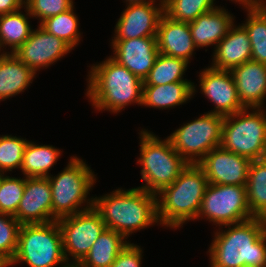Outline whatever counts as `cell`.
<instances>
[{
	"label": "cell",
	"mask_w": 266,
	"mask_h": 267,
	"mask_svg": "<svg viewBox=\"0 0 266 267\" xmlns=\"http://www.w3.org/2000/svg\"><path fill=\"white\" fill-rule=\"evenodd\" d=\"M226 226V231L217 230L209 247L210 266L266 267V220L253 217Z\"/></svg>",
	"instance_id": "obj_1"
},
{
	"label": "cell",
	"mask_w": 266,
	"mask_h": 267,
	"mask_svg": "<svg viewBox=\"0 0 266 267\" xmlns=\"http://www.w3.org/2000/svg\"><path fill=\"white\" fill-rule=\"evenodd\" d=\"M156 198L140 187L116 189L111 194L93 198V207L106 228L127 239L133 232L158 223Z\"/></svg>",
	"instance_id": "obj_2"
},
{
	"label": "cell",
	"mask_w": 266,
	"mask_h": 267,
	"mask_svg": "<svg viewBox=\"0 0 266 267\" xmlns=\"http://www.w3.org/2000/svg\"><path fill=\"white\" fill-rule=\"evenodd\" d=\"M87 96L97 110L114 113L132 103L142 105L143 81L111 56L91 67Z\"/></svg>",
	"instance_id": "obj_3"
},
{
	"label": "cell",
	"mask_w": 266,
	"mask_h": 267,
	"mask_svg": "<svg viewBox=\"0 0 266 267\" xmlns=\"http://www.w3.org/2000/svg\"><path fill=\"white\" fill-rule=\"evenodd\" d=\"M208 184L203 169L198 164H188L172 184L156 194L159 224L177 228L197 219Z\"/></svg>",
	"instance_id": "obj_4"
},
{
	"label": "cell",
	"mask_w": 266,
	"mask_h": 267,
	"mask_svg": "<svg viewBox=\"0 0 266 267\" xmlns=\"http://www.w3.org/2000/svg\"><path fill=\"white\" fill-rule=\"evenodd\" d=\"M140 158L142 179L146 182L141 189L157 194L172 184L188 165L173 148L170 139L160 140L145 129L140 132Z\"/></svg>",
	"instance_id": "obj_5"
},
{
	"label": "cell",
	"mask_w": 266,
	"mask_h": 267,
	"mask_svg": "<svg viewBox=\"0 0 266 267\" xmlns=\"http://www.w3.org/2000/svg\"><path fill=\"white\" fill-rule=\"evenodd\" d=\"M93 173L76 156L71 157L68 165L56 177H47L51 187L53 221L93 207V198L86 200L91 187L96 183V175ZM86 201L88 205L80 210L79 207Z\"/></svg>",
	"instance_id": "obj_6"
},
{
	"label": "cell",
	"mask_w": 266,
	"mask_h": 267,
	"mask_svg": "<svg viewBox=\"0 0 266 267\" xmlns=\"http://www.w3.org/2000/svg\"><path fill=\"white\" fill-rule=\"evenodd\" d=\"M26 262L30 267H71L63 251L62 235L57 221L44 224H23L18 233L14 258L6 266Z\"/></svg>",
	"instance_id": "obj_7"
},
{
	"label": "cell",
	"mask_w": 266,
	"mask_h": 267,
	"mask_svg": "<svg viewBox=\"0 0 266 267\" xmlns=\"http://www.w3.org/2000/svg\"><path fill=\"white\" fill-rule=\"evenodd\" d=\"M245 108L224 118L220 147L249 158H266V111ZM248 112V113H247ZM254 112V113H253Z\"/></svg>",
	"instance_id": "obj_8"
},
{
	"label": "cell",
	"mask_w": 266,
	"mask_h": 267,
	"mask_svg": "<svg viewBox=\"0 0 266 267\" xmlns=\"http://www.w3.org/2000/svg\"><path fill=\"white\" fill-rule=\"evenodd\" d=\"M224 118L223 115L205 113L176 129L168 138L188 164H198L212 149L220 147Z\"/></svg>",
	"instance_id": "obj_9"
},
{
	"label": "cell",
	"mask_w": 266,
	"mask_h": 267,
	"mask_svg": "<svg viewBox=\"0 0 266 267\" xmlns=\"http://www.w3.org/2000/svg\"><path fill=\"white\" fill-rule=\"evenodd\" d=\"M202 216L219 227L253 218L246 186L208 184L197 219Z\"/></svg>",
	"instance_id": "obj_10"
},
{
	"label": "cell",
	"mask_w": 266,
	"mask_h": 267,
	"mask_svg": "<svg viewBox=\"0 0 266 267\" xmlns=\"http://www.w3.org/2000/svg\"><path fill=\"white\" fill-rule=\"evenodd\" d=\"M62 235L63 251L67 262L77 266L89 253L91 246L106 228L94 207L57 220ZM69 253V254H67Z\"/></svg>",
	"instance_id": "obj_11"
},
{
	"label": "cell",
	"mask_w": 266,
	"mask_h": 267,
	"mask_svg": "<svg viewBox=\"0 0 266 267\" xmlns=\"http://www.w3.org/2000/svg\"><path fill=\"white\" fill-rule=\"evenodd\" d=\"M250 163L247 157L217 147L198 165L205 172L209 184L246 186Z\"/></svg>",
	"instance_id": "obj_12"
},
{
	"label": "cell",
	"mask_w": 266,
	"mask_h": 267,
	"mask_svg": "<svg viewBox=\"0 0 266 267\" xmlns=\"http://www.w3.org/2000/svg\"><path fill=\"white\" fill-rule=\"evenodd\" d=\"M73 48L62 39L48 33L40 25L33 30L28 39L15 51V56L35 73L47 68Z\"/></svg>",
	"instance_id": "obj_13"
},
{
	"label": "cell",
	"mask_w": 266,
	"mask_h": 267,
	"mask_svg": "<svg viewBox=\"0 0 266 267\" xmlns=\"http://www.w3.org/2000/svg\"><path fill=\"white\" fill-rule=\"evenodd\" d=\"M199 77L202 93L215 104L211 113L227 116L245 109L230 71L208 67L201 71Z\"/></svg>",
	"instance_id": "obj_14"
},
{
	"label": "cell",
	"mask_w": 266,
	"mask_h": 267,
	"mask_svg": "<svg viewBox=\"0 0 266 267\" xmlns=\"http://www.w3.org/2000/svg\"><path fill=\"white\" fill-rule=\"evenodd\" d=\"M14 217L21 225L53 221L51 187L47 177H25L23 196Z\"/></svg>",
	"instance_id": "obj_15"
},
{
	"label": "cell",
	"mask_w": 266,
	"mask_h": 267,
	"mask_svg": "<svg viewBox=\"0 0 266 267\" xmlns=\"http://www.w3.org/2000/svg\"><path fill=\"white\" fill-rule=\"evenodd\" d=\"M112 47L115 54L111 57L143 82L159 55L157 36L112 40Z\"/></svg>",
	"instance_id": "obj_16"
},
{
	"label": "cell",
	"mask_w": 266,
	"mask_h": 267,
	"mask_svg": "<svg viewBox=\"0 0 266 267\" xmlns=\"http://www.w3.org/2000/svg\"><path fill=\"white\" fill-rule=\"evenodd\" d=\"M164 14V0L154 3L130 4L122 12L115 27L112 40H126L157 36L158 23Z\"/></svg>",
	"instance_id": "obj_17"
},
{
	"label": "cell",
	"mask_w": 266,
	"mask_h": 267,
	"mask_svg": "<svg viewBox=\"0 0 266 267\" xmlns=\"http://www.w3.org/2000/svg\"><path fill=\"white\" fill-rule=\"evenodd\" d=\"M230 72L241 104L252 110L262 108L266 97V64L250 60Z\"/></svg>",
	"instance_id": "obj_18"
},
{
	"label": "cell",
	"mask_w": 266,
	"mask_h": 267,
	"mask_svg": "<svg viewBox=\"0 0 266 267\" xmlns=\"http://www.w3.org/2000/svg\"><path fill=\"white\" fill-rule=\"evenodd\" d=\"M159 53L184 59L189 63L196 48L188 22H177L163 14L158 23Z\"/></svg>",
	"instance_id": "obj_19"
},
{
	"label": "cell",
	"mask_w": 266,
	"mask_h": 267,
	"mask_svg": "<svg viewBox=\"0 0 266 267\" xmlns=\"http://www.w3.org/2000/svg\"><path fill=\"white\" fill-rule=\"evenodd\" d=\"M213 65L219 70H232L251 60V44L246 29L241 25L230 27L227 35L216 45Z\"/></svg>",
	"instance_id": "obj_20"
},
{
	"label": "cell",
	"mask_w": 266,
	"mask_h": 267,
	"mask_svg": "<svg viewBox=\"0 0 266 267\" xmlns=\"http://www.w3.org/2000/svg\"><path fill=\"white\" fill-rule=\"evenodd\" d=\"M233 18L224 8L217 7L189 22L195 46L198 49L210 45L216 46L234 24Z\"/></svg>",
	"instance_id": "obj_21"
},
{
	"label": "cell",
	"mask_w": 266,
	"mask_h": 267,
	"mask_svg": "<svg viewBox=\"0 0 266 267\" xmlns=\"http://www.w3.org/2000/svg\"><path fill=\"white\" fill-rule=\"evenodd\" d=\"M36 73L14 53L0 54V101L24 92Z\"/></svg>",
	"instance_id": "obj_22"
},
{
	"label": "cell",
	"mask_w": 266,
	"mask_h": 267,
	"mask_svg": "<svg viewBox=\"0 0 266 267\" xmlns=\"http://www.w3.org/2000/svg\"><path fill=\"white\" fill-rule=\"evenodd\" d=\"M192 82H174L165 85H143L142 105L170 108L187 102L194 95Z\"/></svg>",
	"instance_id": "obj_23"
},
{
	"label": "cell",
	"mask_w": 266,
	"mask_h": 267,
	"mask_svg": "<svg viewBox=\"0 0 266 267\" xmlns=\"http://www.w3.org/2000/svg\"><path fill=\"white\" fill-rule=\"evenodd\" d=\"M124 239L123 235L105 228L76 267H110L128 244Z\"/></svg>",
	"instance_id": "obj_24"
},
{
	"label": "cell",
	"mask_w": 266,
	"mask_h": 267,
	"mask_svg": "<svg viewBox=\"0 0 266 267\" xmlns=\"http://www.w3.org/2000/svg\"><path fill=\"white\" fill-rule=\"evenodd\" d=\"M60 150L52 145H36L28 141L21 169L25 177H49L48 171L60 157Z\"/></svg>",
	"instance_id": "obj_25"
},
{
	"label": "cell",
	"mask_w": 266,
	"mask_h": 267,
	"mask_svg": "<svg viewBox=\"0 0 266 267\" xmlns=\"http://www.w3.org/2000/svg\"><path fill=\"white\" fill-rule=\"evenodd\" d=\"M246 194L253 217L266 219V158L251 161Z\"/></svg>",
	"instance_id": "obj_26"
},
{
	"label": "cell",
	"mask_w": 266,
	"mask_h": 267,
	"mask_svg": "<svg viewBox=\"0 0 266 267\" xmlns=\"http://www.w3.org/2000/svg\"><path fill=\"white\" fill-rule=\"evenodd\" d=\"M22 14L21 10L0 15V52L1 47L10 46L11 53L15 52L31 35L33 29L28 21V13Z\"/></svg>",
	"instance_id": "obj_27"
},
{
	"label": "cell",
	"mask_w": 266,
	"mask_h": 267,
	"mask_svg": "<svg viewBox=\"0 0 266 267\" xmlns=\"http://www.w3.org/2000/svg\"><path fill=\"white\" fill-rule=\"evenodd\" d=\"M248 18L242 26L251 44V60L266 64V4L248 9Z\"/></svg>",
	"instance_id": "obj_28"
},
{
	"label": "cell",
	"mask_w": 266,
	"mask_h": 267,
	"mask_svg": "<svg viewBox=\"0 0 266 267\" xmlns=\"http://www.w3.org/2000/svg\"><path fill=\"white\" fill-rule=\"evenodd\" d=\"M188 62L184 59L159 53L143 85H165L174 82H191L184 80Z\"/></svg>",
	"instance_id": "obj_29"
},
{
	"label": "cell",
	"mask_w": 266,
	"mask_h": 267,
	"mask_svg": "<svg viewBox=\"0 0 266 267\" xmlns=\"http://www.w3.org/2000/svg\"><path fill=\"white\" fill-rule=\"evenodd\" d=\"M74 6L66 12L45 19L40 26L48 33L62 39L72 48L78 45L80 41V32L78 30V18L75 15Z\"/></svg>",
	"instance_id": "obj_30"
},
{
	"label": "cell",
	"mask_w": 266,
	"mask_h": 267,
	"mask_svg": "<svg viewBox=\"0 0 266 267\" xmlns=\"http://www.w3.org/2000/svg\"><path fill=\"white\" fill-rule=\"evenodd\" d=\"M217 7L214 0H164V14L177 22H192Z\"/></svg>",
	"instance_id": "obj_31"
},
{
	"label": "cell",
	"mask_w": 266,
	"mask_h": 267,
	"mask_svg": "<svg viewBox=\"0 0 266 267\" xmlns=\"http://www.w3.org/2000/svg\"><path fill=\"white\" fill-rule=\"evenodd\" d=\"M20 226L14 216L0 213V267H6L16 254Z\"/></svg>",
	"instance_id": "obj_32"
},
{
	"label": "cell",
	"mask_w": 266,
	"mask_h": 267,
	"mask_svg": "<svg viewBox=\"0 0 266 267\" xmlns=\"http://www.w3.org/2000/svg\"><path fill=\"white\" fill-rule=\"evenodd\" d=\"M28 141L12 135L0 136V172L20 168Z\"/></svg>",
	"instance_id": "obj_33"
},
{
	"label": "cell",
	"mask_w": 266,
	"mask_h": 267,
	"mask_svg": "<svg viewBox=\"0 0 266 267\" xmlns=\"http://www.w3.org/2000/svg\"><path fill=\"white\" fill-rule=\"evenodd\" d=\"M25 188V179L3 174L0 180V213L14 216Z\"/></svg>",
	"instance_id": "obj_34"
},
{
	"label": "cell",
	"mask_w": 266,
	"mask_h": 267,
	"mask_svg": "<svg viewBox=\"0 0 266 267\" xmlns=\"http://www.w3.org/2000/svg\"><path fill=\"white\" fill-rule=\"evenodd\" d=\"M73 7V0H25L24 8L41 23L47 18L66 12Z\"/></svg>",
	"instance_id": "obj_35"
},
{
	"label": "cell",
	"mask_w": 266,
	"mask_h": 267,
	"mask_svg": "<svg viewBox=\"0 0 266 267\" xmlns=\"http://www.w3.org/2000/svg\"><path fill=\"white\" fill-rule=\"evenodd\" d=\"M142 256V249L129 242L110 267H140Z\"/></svg>",
	"instance_id": "obj_36"
},
{
	"label": "cell",
	"mask_w": 266,
	"mask_h": 267,
	"mask_svg": "<svg viewBox=\"0 0 266 267\" xmlns=\"http://www.w3.org/2000/svg\"><path fill=\"white\" fill-rule=\"evenodd\" d=\"M25 0H0V15L15 12L24 7Z\"/></svg>",
	"instance_id": "obj_37"
},
{
	"label": "cell",
	"mask_w": 266,
	"mask_h": 267,
	"mask_svg": "<svg viewBox=\"0 0 266 267\" xmlns=\"http://www.w3.org/2000/svg\"><path fill=\"white\" fill-rule=\"evenodd\" d=\"M235 2H239V4H242L245 9H252V8H257L259 6H263L266 4L263 0H231Z\"/></svg>",
	"instance_id": "obj_38"
},
{
	"label": "cell",
	"mask_w": 266,
	"mask_h": 267,
	"mask_svg": "<svg viewBox=\"0 0 266 267\" xmlns=\"http://www.w3.org/2000/svg\"><path fill=\"white\" fill-rule=\"evenodd\" d=\"M155 0H126L127 4H144V3H154Z\"/></svg>",
	"instance_id": "obj_39"
},
{
	"label": "cell",
	"mask_w": 266,
	"mask_h": 267,
	"mask_svg": "<svg viewBox=\"0 0 266 267\" xmlns=\"http://www.w3.org/2000/svg\"><path fill=\"white\" fill-rule=\"evenodd\" d=\"M239 267H253V266L242 265V266H239Z\"/></svg>",
	"instance_id": "obj_40"
},
{
	"label": "cell",
	"mask_w": 266,
	"mask_h": 267,
	"mask_svg": "<svg viewBox=\"0 0 266 267\" xmlns=\"http://www.w3.org/2000/svg\"><path fill=\"white\" fill-rule=\"evenodd\" d=\"M3 174H4V173L0 172V180H1L2 176H3Z\"/></svg>",
	"instance_id": "obj_41"
}]
</instances>
